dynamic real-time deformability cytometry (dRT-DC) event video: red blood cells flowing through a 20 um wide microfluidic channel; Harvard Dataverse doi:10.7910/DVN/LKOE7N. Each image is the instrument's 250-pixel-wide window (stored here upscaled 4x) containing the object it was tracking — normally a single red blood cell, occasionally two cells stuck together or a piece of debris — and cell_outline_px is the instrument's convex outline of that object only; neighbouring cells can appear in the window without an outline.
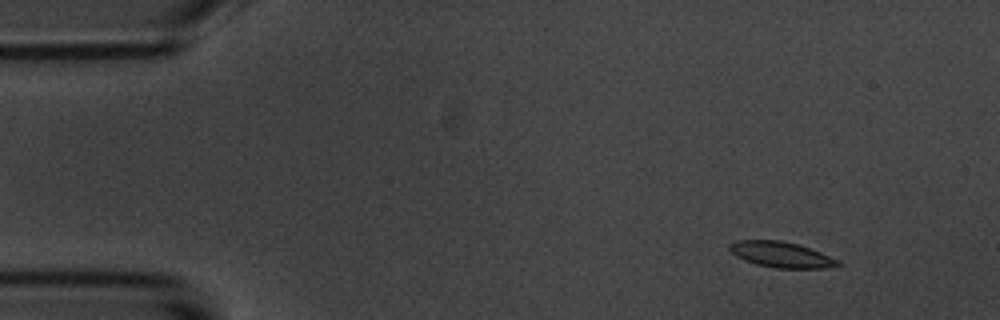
{"species": "common noctule bat (a hibernating species)", "species_latin": "Nyctalus noctula", "temperature_condition": "room temperature", "stored_images_in_passage": 4, "camera_frame_rate_fps": 3000, "um_per_image_px": 0.085, "animal": {"sex": "male", "body_mass_g": 20.1, "forearm_length_mm": 53.5}, "frame": {"image": 1, "passage_image": 1, "time_ms": 0.0, "image_size_px": [1000, 320], "cell_outline_px": [[840, 264], [824, 268], [776, 268], [756, 264], [744, 260], [736, 256], [728, 248], [728, 244], [736, 240], [780, 240], [796, 244], [820, 252], [840, 260]], "centroid_in_image_um": [66.36, 21.63], "position_along_channel_um": 18.6, "area_um2": 16.07}}
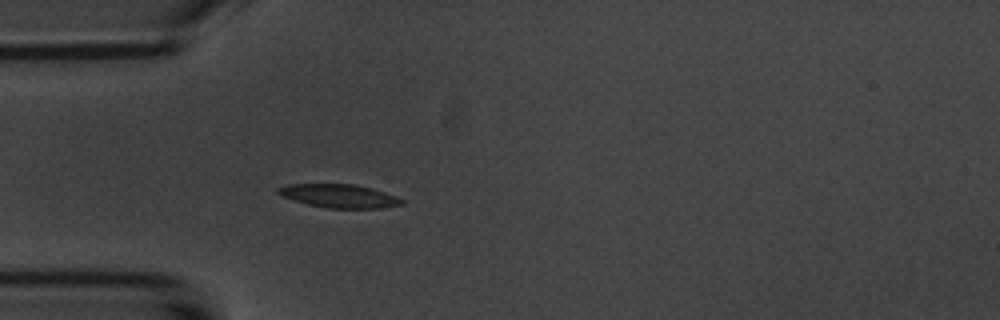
{"frame": {"image": 2, "passage_image": 4, "time_ms": 3.333, "image_size_px": [1000, 320], "cell_outline_px": [[404, 204], [380, 208], [328, 208], [308, 204], [280, 196], [276, 192], [276, 188], [288, 184], [356, 184], [372, 188], [396, 196], [404, 200]], "centroid_in_image_um": [28.81, 16.65], "position_along_channel_um": 56.2, "area_um2": 16.94}}